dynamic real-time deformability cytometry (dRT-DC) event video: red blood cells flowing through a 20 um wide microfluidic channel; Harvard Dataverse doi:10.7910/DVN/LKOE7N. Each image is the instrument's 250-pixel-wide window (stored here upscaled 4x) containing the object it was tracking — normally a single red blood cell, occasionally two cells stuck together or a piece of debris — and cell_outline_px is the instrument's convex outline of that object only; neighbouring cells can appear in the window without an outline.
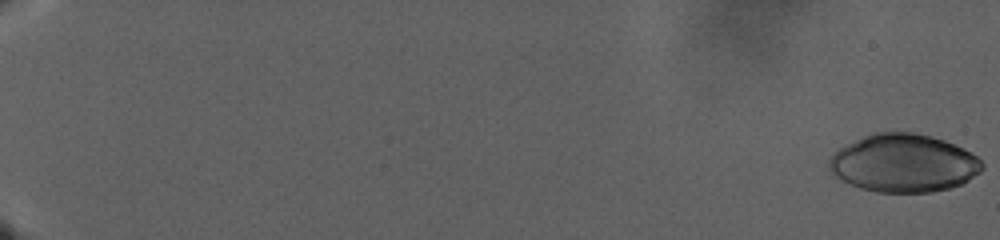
{"species": "human", "species_latin": "Homo sapiens", "temperature_condition": "warm", "stored_images_in_passage": 143, "camera_frame_rate_fps": 3000, "um_per_image_px": 0.085, "donor": {"sex": "male"}, "frame": {"image": 1, "passage_image": 1, "time_ms": 0.0, "image_size_px": [1000, 240], "cell_outline_px": [[984, 168], [980, 172], [968, 180], [960, 184], [948, 188], [932, 192], [876, 192], [860, 188], [840, 180], [828, 168], [828, 160], [840, 148], [872, 132], [912, 132], [932, 136], [944, 140], [976, 156], [984, 164]], "centroid_in_image_um": [76.79, 13.87], "position_along_channel_um": 8.2, "area_um2": 51.44}}
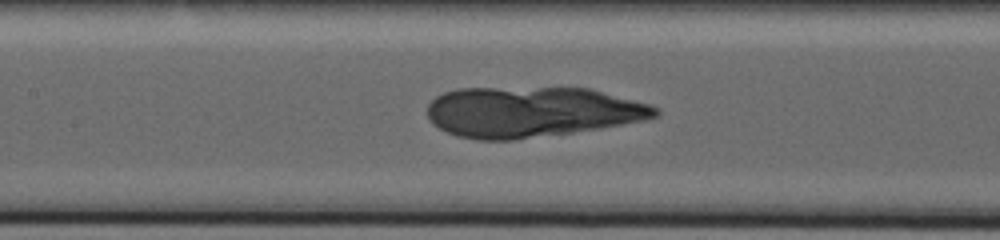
{"frame": {"image": 2, "passage_image": 79, "time_ms": 26.0, "image_size_px": [1000, 240], "cell_outline_px": [[660, 112], [656, 116], [648, 120], [600, 128], [572, 132], [512, 140], [476, 140], [456, 136], [432, 124], [428, 120], [428, 104], [436, 96], [444, 92], [456, 88], [588, 88], [652, 104], [660, 108]], "centroid_in_image_um": [45.2, 9.51], "position_along_channel_um": 162.2, "area_um2": 67.34}}
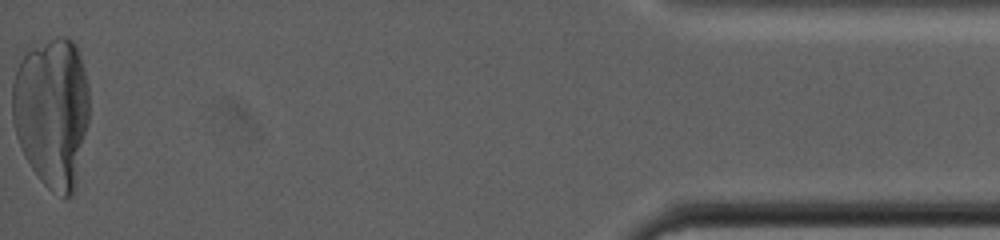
{"frame": {"image": 3, "passage_image": 143, "time_ms": 47.333, "image_size_px": [1000, 240], "cell_outline_px": [[88, 124], [76, 184], [72, 196], [64, 200], [48, 188], [40, 180], [24, 156], [16, 136], [12, 120], [12, 84], [16, 68], [20, 60], [32, 48], [60, 36], [64, 36], [72, 40], [76, 44], [80, 56], [88, 84]], "centroid_in_image_um": [4.42, 9.57], "position_along_channel_um": 430.8, "area_um2": 67.74}}